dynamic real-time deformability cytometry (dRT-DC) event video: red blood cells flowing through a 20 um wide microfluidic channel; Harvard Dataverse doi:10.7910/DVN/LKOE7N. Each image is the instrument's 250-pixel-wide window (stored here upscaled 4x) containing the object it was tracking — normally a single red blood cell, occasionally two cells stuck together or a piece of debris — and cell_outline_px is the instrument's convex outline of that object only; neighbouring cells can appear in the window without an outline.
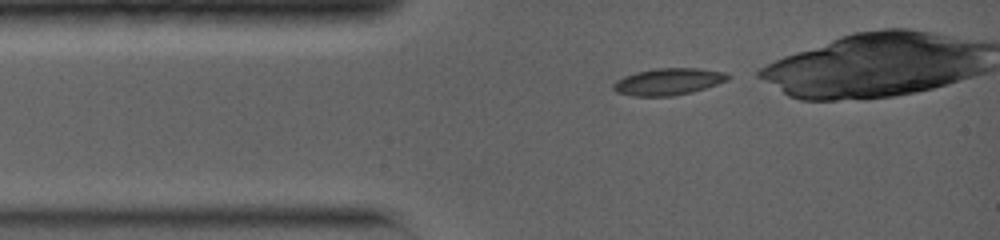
{"species": "common noctule bat (a hibernating species)", "species_latin": "Nyctalus noctula", "temperature_condition": "warm", "stored_images_in_passage": 31, "camera_frame_rate_fps": 5000, "um_per_image_px": 0.085, "animal": {"sex": "female", "body_mass_g": 19.0, "forearm_length_mm": 56.7}, "frame": {"image": 1, "passage_image": 1, "time_ms": 0.0, "image_size_px": [1000, 240], "cell_outline_px": [[732, 76], [728, 80], [692, 92], [672, 96], [632, 96], [616, 92], [612, 88], [612, 84], [616, 80], [624, 76], [636, 72], [656, 68], [696, 68], [724, 72]], "centroid_in_image_um": [56.77, 6.94], "position_along_channel_um": 28.2, "area_um2": 17.92}}
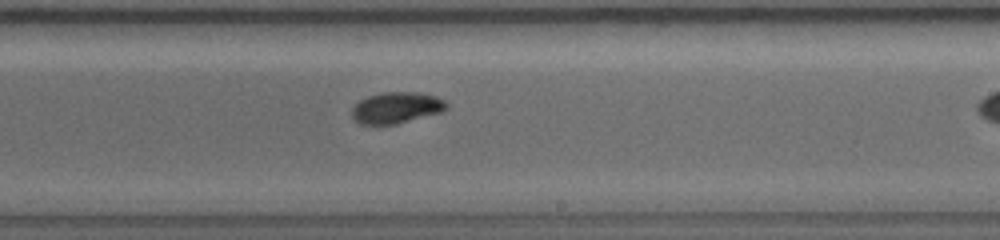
{"frame": {"image": 2, "passage_image": 16, "time_ms": 6.2, "image_size_px": [1000, 240], "cell_outline_px": [[448, 108], [440, 112], [396, 124], [360, 124], [352, 116], [352, 108], [360, 100], [368, 96], [384, 92], [420, 92], [444, 100], [448, 104]], "centroid_in_image_um": [33.69, 9.15], "position_along_channel_um": 255.3, "area_um2": 16.99}}
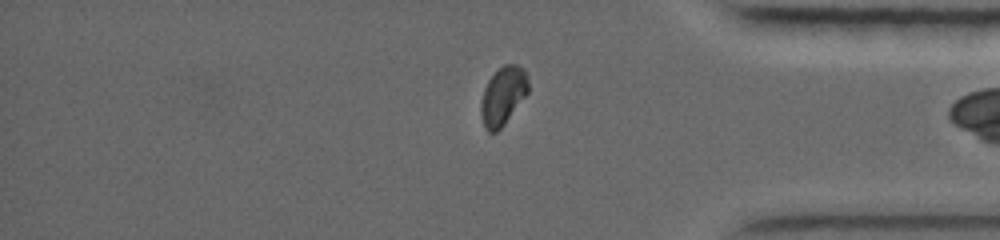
{"frame": {"image": 3, "passage_image": 30, "time_ms": 10.0, "image_size_px": [1000, 240], "cell_outline_px": [[528, 92], [504, 124], [496, 132], [488, 132], [484, 128], [480, 112], [480, 104], [484, 88], [488, 80], [504, 64], [516, 64], [524, 68], [528, 76]], "centroid_in_image_um": [42.75, 8.14], "position_along_channel_um": 392.5, "area_um2": 16.01}}